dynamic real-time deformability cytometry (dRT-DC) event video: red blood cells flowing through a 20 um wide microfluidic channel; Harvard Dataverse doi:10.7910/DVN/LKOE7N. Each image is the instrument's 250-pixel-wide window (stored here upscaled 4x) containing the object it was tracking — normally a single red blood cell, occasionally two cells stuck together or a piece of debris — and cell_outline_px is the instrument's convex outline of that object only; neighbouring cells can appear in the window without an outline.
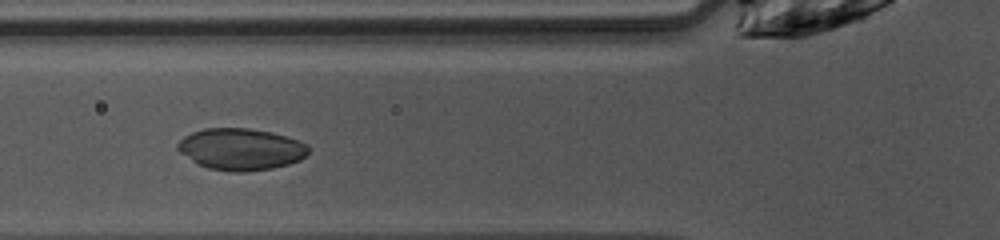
{"species": "common noctule bat (a hibernating species)", "species_latin": "Nyctalus noctula", "temperature_condition": "warm", "stored_images_in_passage": 27, "camera_frame_rate_fps": 3000, "um_per_image_px": 0.085, "animal": {"sex": "female", "body_mass_g": 10.0, "forearm_length_mm": 53.1}, "frame": {"image": 1, "passage_image": 5, "time_ms": 1.333, "image_size_px": [1000, 240], "cell_outline_px": [[312, 148], [300, 160], [288, 164], [272, 168], [244, 172], [228, 172], [208, 168], [192, 160], [180, 152], [176, 148], [176, 144], [184, 136], [192, 132], [204, 128], [248, 128], [272, 132], [300, 140], [308, 144]], "centroid_in_image_um": [20.5, 12.67], "position_along_channel_um": 105.3, "area_um2": 31.96}}
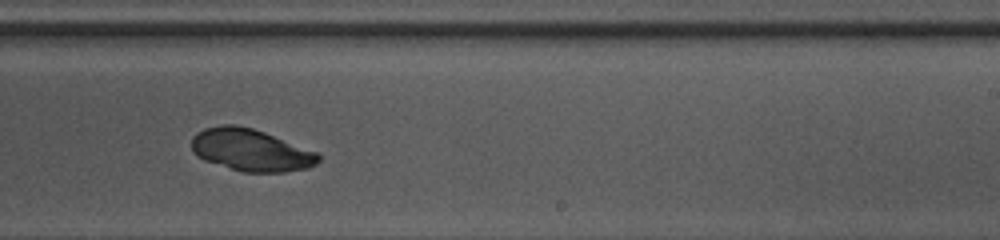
{"frame": {"image": 2, "passage_image": 17, "time_ms": 5.333, "image_size_px": [1000, 240], "cell_outline_px": [[320, 160], [316, 164], [308, 168], [284, 172], [240, 172], [204, 160], [196, 156], [192, 152], [192, 136], [196, 132], [204, 128], [220, 124], [236, 124], [252, 128], [264, 132], [316, 152], [320, 156]], "centroid_in_image_um": [21.27, 12.75], "position_along_channel_um": 267.7, "area_um2": 31.27}}
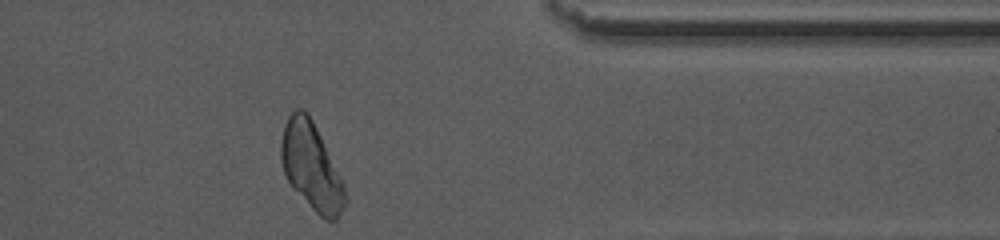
{"frame": {"image": 3, "passage_image": 27, "time_ms": 8.667, "image_size_px": [1000, 240], "cell_outline_px": [[348, 200], [344, 208], [336, 220], [324, 220], [312, 208], [288, 180], [284, 172], [280, 160], [280, 144], [284, 124], [288, 116], [296, 108], [300, 108], [312, 120], [344, 180]], "centroid_in_image_um": [26.5, 14.16], "position_along_channel_um": 384.9, "area_um2": 32.43}}